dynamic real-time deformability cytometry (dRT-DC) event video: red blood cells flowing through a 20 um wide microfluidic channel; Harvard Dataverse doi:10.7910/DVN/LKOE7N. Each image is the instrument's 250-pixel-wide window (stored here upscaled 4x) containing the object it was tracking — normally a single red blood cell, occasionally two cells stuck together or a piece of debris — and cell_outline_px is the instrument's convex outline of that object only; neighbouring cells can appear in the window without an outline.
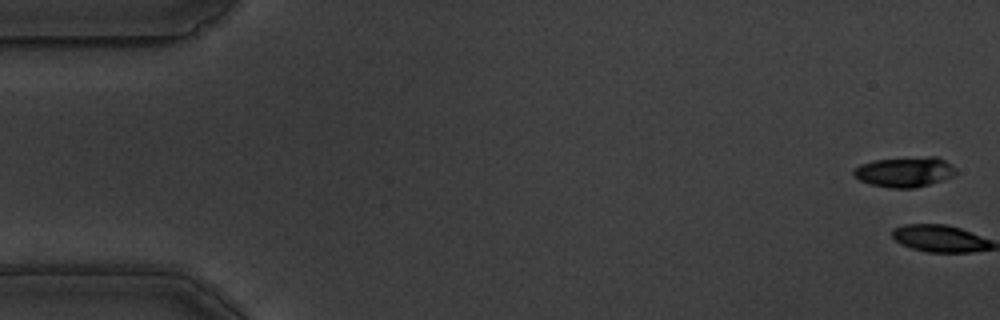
{"species": "common noctule bat (a hibernating species)", "species_latin": "Nyctalus noctula", "temperature_condition": "warm", "stored_images_in_passage": 3, "camera_frame_rate_fps": 3000, "um_per_image_px": 0.085, "animal": {"sex": "male", "body_mass_g": 19.5, "forearm_length_mm": 54.6}, "frame": {"image": 1, "passage_image": 2, "time_ms": 0.333, "image_size_px": [1000, 320], "cell_outline_px": [[956, 172], [952, 176], [916, 188], [888, 188], [872, 184], [860, 180], [852, 172], [860, 164], [872, 160], [928, 156], [936, 156], [944, 160], [956, 168]], "centroid_in_image_um": [76.89, 14.6], "position_along_channel_um": 8.1, "area_um2": 17.8}}